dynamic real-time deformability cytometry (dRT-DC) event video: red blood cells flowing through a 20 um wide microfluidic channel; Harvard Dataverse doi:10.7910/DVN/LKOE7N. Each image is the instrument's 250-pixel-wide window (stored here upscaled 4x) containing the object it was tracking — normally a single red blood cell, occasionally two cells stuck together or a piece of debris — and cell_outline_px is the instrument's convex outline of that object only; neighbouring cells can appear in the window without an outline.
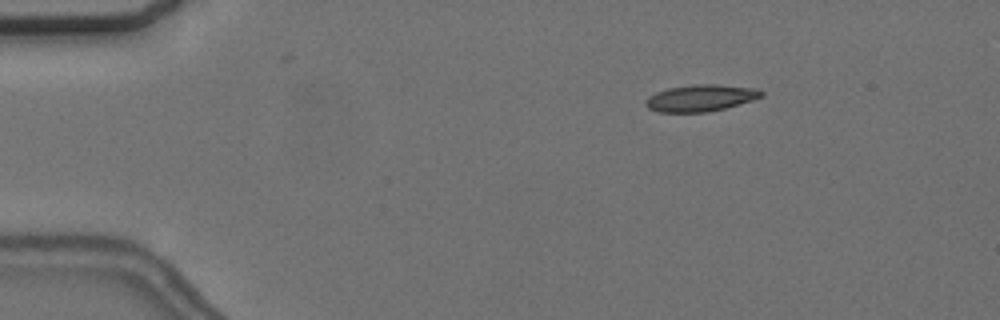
{"species": "common noctule bat (a hibernating species)", "species_latin": "Nyctalus noctula", "temperature_condition": "cold", "stored_images_in_passage": 6, "camera_frame_rate_fps": 3000, "um_per_image_px": 0.085, "animal": {"sex": "female", "body_mass_g": 24.6, "forearm_length_mm": 56.2}, "frame": {"image": 1, "passage_image": 2, "time_ms": 0.333, "image_size_px": [1000, 320], "cell_outline_px": [[764, 96], [752, 100], [724, 108], [708, 112], [660, 112], [648, 108], [644, 104], [644, 100], [648, 96], [656, 92], [668, 88], [696, 84], [716, 84], [760, 88], [764, 92]], "centroid_in_image_um": [59.57, 8.32], "position_along_channel_um": 25.4, "area_um2": 18.15}}